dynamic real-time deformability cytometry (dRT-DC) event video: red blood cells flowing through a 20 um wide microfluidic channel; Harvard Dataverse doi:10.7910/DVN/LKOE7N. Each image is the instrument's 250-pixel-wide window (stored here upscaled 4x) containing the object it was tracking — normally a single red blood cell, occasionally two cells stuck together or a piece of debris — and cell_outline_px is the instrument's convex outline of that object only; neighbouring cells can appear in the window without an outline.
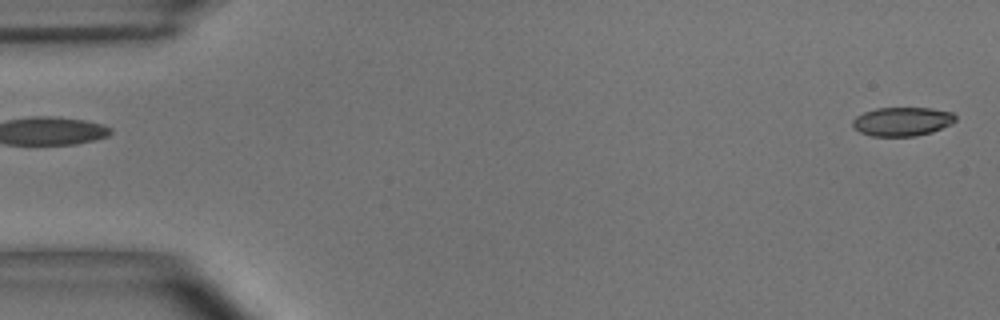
{"species": "common noctule bat (a hibernating species)", "species_latin": "Nyctalus noctula", "temperature_condition": "room temperature", "stored_images_in_passage": 3, "segment_of_instrument_passage": [2, 2], "camera_frame_rate_fps": 3000, "um_per_image_px": 0.085, "animal": {"sex": "male", "body_mass_g": 15.6}, "frame": {"image": 1, "passage_image": 3, "time_ms": 0.667, "image_size_px": [1000, 320], "cell_outline_px": [[956, 120], [952, 124], [932, 132], [916, 136], [872, 136], [860, 132], [852, 124], [852, 120], [856, 116], [864, 112], [876, 108], [932, 108], [952, 112], [956, 116]], "centroid_in_image_um": [76.71, 10.32], "position_along_channel_um": 8.3, "area_um2": 17.34}}